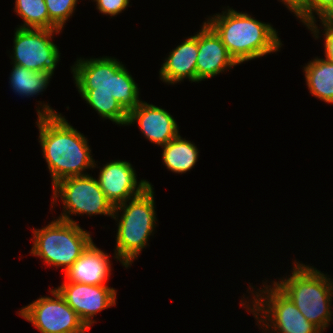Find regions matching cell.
<instances>
[{"label": "cell", "mask_w": 333, "mask_h": 333, "mask_svg": "<svg viewBox=\"0 0 333 333\" xmlns=\"http://www.w3.org/2000/svg\"><path fill=\"white\" fill-rule=\"evenodd\" d=\"M198 31L197 82L205 81L239 65L216 32L203 22Z\"/></svg>", "instance_id": "14"}, {"label": "cell", "mask_w": 333, "mask_h": 333, "mask_svg": "<svg viewBox=\"0 0 333 333\" xmlns=\"http://www.w3.org/2000/svg\"><path fill=\"white\" fill-rule=\"evenodd\" d=\"M303 68L311 95L327 104H333V60L315 57Z\"/></svg>", "instance_id": "17"}, {"label": "cell", "mask_w": 333, "mask_h": 333, "mask_svg": "<svg viewBox=\"0 0 333 333\" xmlns=\"http://www.w3.org/2000/svg\"><path fill=\"white\" fill-rule=\"evenodd\" d=\"M96 2V9L103 15H109L111 18L126 10L130 0H93Z\"/></svg>", "instance_id": "23"}, {"label": "cell", "mask_w": 333, "mask_h": 333, "mask_svg": "<svg viewBox=\"0 0 333 333\" xmlns=\"http://www.w3.org/2000/svg\"><path fill=\"white\" fill-rule=\"evenodd\" d=\"M51 208L57 205L58 199L63 202V210L58 219L74 222L71 215H105L112 218L114 206L107 199L98 180L90 174L67 177L52 186Z\"/></svg>", "instance_id": "8"}, {"label": "cell", "mask_w": 333, "mask_h": 333, "mask_svg": "<svg viewBox=\"0 0 333 333\" xmlns=\"http://www.w3.org/2000/svg\"><path fill=\"white\" fill-rule=\"evenodd\" d=\"M41 104L36 109L38 142L48 165L52 186L67 177L88 175L86 169H94L98 165L91 156L87 138L48 103Z\"/></svg>", "instance_id": "2"}, {"label": "cell", "mask_w": 333, "mask_h": 333, "mask_svg": "<svg viewBox=\"0 0 333 333\" xmlns=\"http://www.w3.org/2000/svg\"><path fill=\"white\" fill-rule=\"evenodd\" d=\"M176 48L169 52L159 70L161 81L174 85L187 78L197 82L198 32L184 39Z\"/></svg>", "instance_id": "16"}, {"label": "cell", "mask_w": 333, "mask_h": 333, "mask_svg": "<svg viewBox=\"0 0 333 333\" xmlns=\"http://www.w3.org/2000/svg\"><path fill=\"white\" fill-rule=\"evenodd\" d=\"M153 189L149 186L136 197L114 207L112 218L118 222L114 258L125 268L131 267L133 261L147 247L148 239L157 226Z\"/></svg>", "instance_id": "5"}, {"label": "cell", "mask_w": 333, "mask_h": 333, "mask_svg": "<svg viewBox=\"0 0 333 333\" xmlns=\"http://www.w3.org/2000/svg\"><path fill=\"white\" fill-rule=\"evenodd\" d=\"M110 255L92 242L64 273L65 281L88 285H107L111 275Z\"/></svg>", "instance_id": "15"}, {"label": "cell", "mask_w": 333, "mask_h": 333, "mask_svg": "<svg viewBox=\"0 0 333 333\" xmlns=\"http://www.w3.org/2000/svg\"><path fill=\"white\" fill-rule=\"evenodd\" d=\"M55 289L89 330L97 313L116 305L117 290L108 285L63 282Z\"/></svg>", "instance_id": "11"}, {"label": "cell", "mask_w": 333, "mask_h": 333, "mask_svg": "<svg viewBox=\"0 0 333 333\" xmlns=\"http://www.w3.org/2000/svg\"><path fill=\"white\" fill-rule=\"evenodd\" d=\"M71 73L80 96L102 119L127 126L128 113L142 100L138 84L114 57L77 58Z\"/></svg>", "instance_id": "1"}, {"label": "cell", "mask_w": 333, "mask_h": 333, "mask_svg": "<svg viewBox=\"0 0 333 333\" xmlns=\"http://www.w3.org/2000/svg\"><path fill=\"white\" fill-rule=\"evenodd\" d=\"M32 231L30 254L41 258L48 266L61 267L64 273L93 242L90 232L79 224L58 218Z\"/></svg>", "instance_id": "7"}, {"label": "cell", "mask_w": 333, "mask_h": 333, "mask_svg": "<svg viewBox=\"0 0 333 333\" xmlns=\"http://www.w3.org/2000/svg\"><path fill=\"white\" fill-rule=\"evenodd\" d=\"M291 275L273 282L322 333L333 320V278L294 260ZM281 279V280H280Z\"/></svg>", "instance_id": "4"}, {"label": "cell", "mask_w": 333, "mask_h": 333, "mask_svg": "<svg viewBox=\"0 0 333 333\" xmlns=\"http://www.w3.org/2000/svg\"><path fill=\"white\" fill-rule=\"evenodd\" d=\"M134 169L130 162L122 160H112L100 168L98 183L114 207L136 197L149 186H153L145 179L137 181Z\"/></svg>", "instance_id": "12"}, {"label": "cell", "mask_w": 333, "mask_h": 333, "mask_svg": "<svg viewBox=\"0 0 333 333\" xmlns=\"http://www.w3.org/2000/svg\"><path fill=\"white\" fill-rule=\"evenodd\" d=\"M52 76L53 74L50 72L33 71L13 64L9 83L15 94L28 98L43 92Z\"/></svg>", "instance_id": "19"}, {"label": "cell", "mask_w": 333, "mask_h": 333, "mask_svg": "<svg viewBox=\"0 0 333 333\" xmlns=\"http://www.w3.org/2000/svg\"><path fill=\"white\" fill-rule=\"evenodd\" d=\"M138 124L142 134L151 143L164 146L179 135V127L165 109L141 101L128 113L127 125Z\"/></svg>", "instance_id": "13"}, {"label": "cell", "mask_w": 333, "mask_h": 333, "mask_svg": "<svg viewBox=\"0 0 333 333\" xmlns=\"http://www.w3.org/2000/svg\"><path fill=\"white\" fill-rule=\"evenodd\" d=\"M319 21L321 28L323 27L324 56L328 60H333V18L321 19Z\"/></svg>", "instance_id": "25"}, {"label": "cell", "mask_w": 333, "mask_h": 333, "mask_svg": "<svg viewBox=\"0 0 333 333\" xmlns=\"http://www.w3.org/2000/svg\"><path fill=\"white\" fill-rule=\"evenodd\" d=\"M49 13V29L63 30L65 23L75 12L78 0H44Z\"/></svg>", "instance_id": "21"}, {"label": "cell", "mask_w": 333, "mask_h": 333, "mask_svg": "<svg viewBox=\"0 0 333 333\" xmlns=\"http://www.w3.org/2000/svg\"><path fill=\"white\" fill-rule=\"evenodd\" d=\"M15 30L11 64L54 75L57 63L61 60V53L52 38L54 34L62 31L20 27Z\"/></svg>", "instance_id": "9"}, {"label": "cell", "mask_w": 333, "mask_h": 333, "mask_svg": "<svg viewBox=\"0 0 333 333\" xmlns=\"http://www.w3.org/2000/svg\"><path fill=\"white\" fill-rule=\"evenodd\" d=\"M53 297L41 296L20 308L19 316L31 323L40 333H86L89 329L77 313L54 288Z\"/></svg>", "instance_id": "10"}, {"label": "cell", "mask_w": 333, "mask_h": 333, "mask_svg": "<svg viewBox=\"0 0 333 333\" xmlns=\"http://www.w3.org/2000/svg\"><path fill=\"white\" fill-rule=\"evenodd\" d=\"M315 13V14H314ZM319 19L333 18V0H308V30L311 31L315 39L320 38V27L318 28L317 17Z\"/></svg>", "instance_id": "22"}, {"label": "cell", "mask_w": 333, "mask_h": 333, "mask_svg": "<svg viewBox=\"0 0 333 333\" xmlns=\"http://www.w3.org/2000/svg\"><path fill=\"white\" fill-rule=\"evenodd\" d=\"M265 284L256 291L250 284L252 301L243 299L240 303L254 315L263 333L267 330L269 333H322L273 282Z\"/></svg>", "instance_id": "6"}, {"label": "cell", "mask_w": 333, "mask_h": 333, "mask_svg": "<svg viewBox=\"0 0 333 333\" xmlns=\"http://www.w3.org/2000/svg\"><path fill=\"white\" fill-rule=\"evenodd\" d=\"M161 148L163 163L173 173L183 174L190 171L198 160L199 150L195 143L180 134Z\"/></svg>", "instance_id": "18"}, {"label": "cell", "mask_w": 333, "mask_h": 333, "mask_svg": "<svg viewBox=\"0 0 333 333\" xmlns=\"http://www.w3.org/2000/svg\"><path fill=\"white\" fill-rule=\"evenodd\" d=\"M227 7L222 13L206 18L205 22L239 65L281 50L283 44L273 25Z\"/></svg>", "instance_id": "3"}, {"label": "cell", "mask_w": 333, "mask_h": 333, "mask_svg": "<svg viewBox=\"0 0 333 333\" xmlns=\"http://www.w3.org/2000/svg\"><path fill=\"white\" fill-rule=\"evenodd\" d=\"M286 8L293 12L306 27L308 26V0H279Z\"/></svg>", "instance_id": "24"}, {"label": "cell", "mask_w": 333, "mask_h": 333, "mask_svg": "<svg viewBox=\"0 0 333 333\" xmlns=\"http://www.w3.org/2000/svg\"><path fill=\"white\" fill-rule=\"evenodd\" d=\"M14 11L23 24L20 28L49 29V13L44 0H15Z\"/></svg>", "instance_id": "20"}]
</instances>
